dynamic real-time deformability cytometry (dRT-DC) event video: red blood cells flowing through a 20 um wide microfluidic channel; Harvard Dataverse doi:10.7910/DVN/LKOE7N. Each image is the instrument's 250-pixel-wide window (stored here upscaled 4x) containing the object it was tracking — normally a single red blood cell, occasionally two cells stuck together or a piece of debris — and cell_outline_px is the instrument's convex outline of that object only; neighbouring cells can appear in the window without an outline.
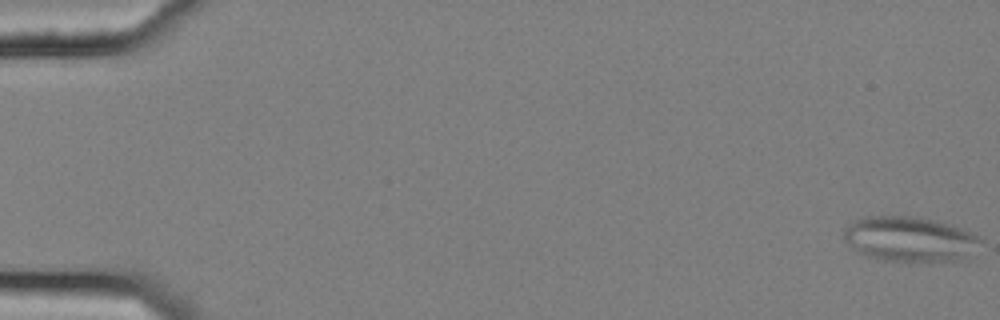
{"species": "common noctule bat (a hibernating species)", "species_latin": "Nyctalus noctula", "temperature_condition": "cold", "stored_images_in_passage": 56, "camera_frame_rate_fps": 3000, "um_per_image_px": 0.085, "animal": {"sex": "female", "body_mass_g": 25.1}, "frame": {"image": 1, "passage_image": 1, "time_ms": 0.0, "image_size_px": [1000, 320], "cell_outline_px": [[984, 240], [960, 260], [880, 260], [856, 252], [844, 240], [844, 228], [852, 220], [860, 216], [920, 216], [940, 220], [952, 224]], "centroid_in_image_um": [77.24, 20.27], "position_along_channel_um": 7.8, "area_um2": 35.78}}
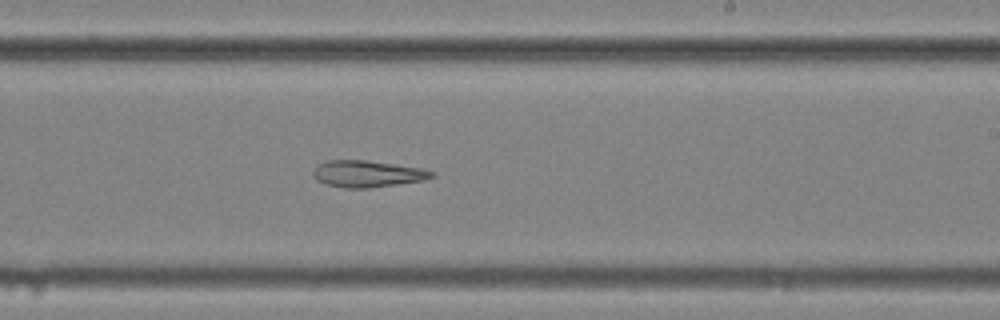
{"frame": {"image": 2, "passage_image": 35, "time_ms": 11.333, "image_size_px": [1000, 320], "cell_outline_px": [[436, 176], [424, 180], [368, 188], [344, 188], [324, 184], [316, 180], [312, 172], [320, 164], [328, 160], [364, 160], [424, 168], [436, 172]], "centroid_in_image_um": [31.26, 14.78], "position_along_channel_um": 257.7, "area_um2": 18.44}}
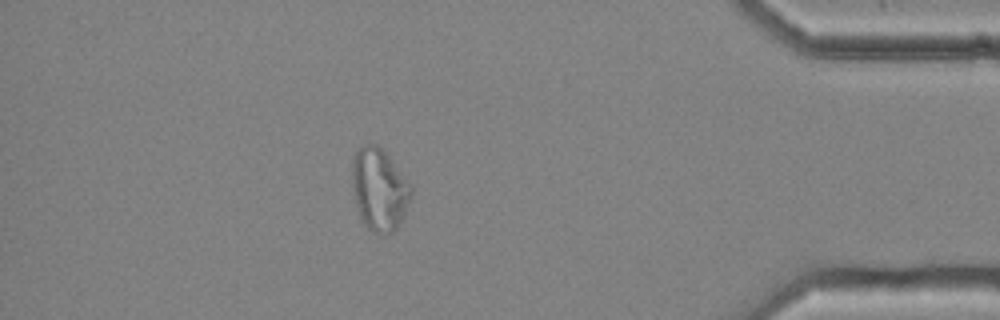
{"frame": {"image": 3, "passage_image": 50, "time_ms": 16.333, "image_size_px": [1000, 320], "cell_outline_px": [[412, 196], [396, 228], [392, 232], [372, 232], [364, 224], [360, 216], [356, 204], [352, 184], [352, 160], [356, 152], [364, 144], [376, 144], [388, 156], [412, 188]], "centroid_in_image_um": [32.21, 16.09], "position_along_channel_um": 403.0, "area_um2": 27.51}}